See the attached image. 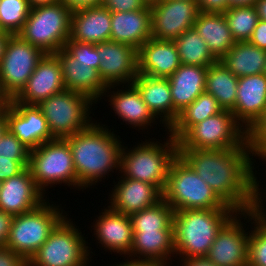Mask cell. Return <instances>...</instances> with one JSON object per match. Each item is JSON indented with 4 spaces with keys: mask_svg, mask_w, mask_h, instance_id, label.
<instances>
[{
    "mask_svg": "<svg viewBox=\"0 0 266 266\" xmlns=\"http://www.w3.org/2000/svg\"><path fill=\"white\" fill-rule=\"evenodd\" d=\"M29 165V160H10L0 157V182L17 176Z\"/></svg>",
    "mask_w": 266,
    "mask_h": 266,
    "instance_id": "b9f144b4",
    "label": "cell"
},
{
    "mask_svg": "<svg viewBox=\"0 0 266 266\" xmlns=\"http://www.w3.org/2000/svg\"><path fill=\"white\" fill-rule=\"evenodd\" d=\"M177 143L178 150L250 147L249 133L228 110L193 125Z\"/></svg>",
    "mask_w": 266,
    "mask_h": 266,
    "instance_id": "52a82bcc",
    "label": "cell"
},
{
    "mask_svg": "<svg viewBox=\"0 0 266 266\" xmlns=\"http://www.w3.org/2000/svg\"><path fill=\"white\" fill-rule=\"evenodd\" d=\"M255 8L259 19L266 21V0H257Z\"/></svg>",
    "mask_w": 266,
    "mask_h": 266,
    "instance_id": "11a10c76",
    "label": "cell"
},
{
    "mask_svg": "<svg viewBox=\"0 0 266 266\" xmlns=\"http://www.w3.org/2000/svg\"><path fill=\"white\" fill-rule=\"evenodd\" d=\"M138 74L169 78L181 65L174 41L150 38L138 50Z\"/></svg>",
    "mask_w": 266,
    "mask_h": 266,
    "instance_id": "603a6c76",
    "label": "cell"
},
{
    "mask_svg": "<svg viewBox=\"0 0 266 266\" xmlns=\"http://www.w3.org/2000/svg\"><path fill=\"white\" fill-rule=\"evenodd\" d=\"M118 179L108 197V206L117 212L131 216L162 200V192L150 183L124 177Z\"/></svg>",
    "mask_w": 266,
    "mask_h": 266,
    "instance_id": "44dd1931",
    "label": "cell"
},
{
    "mask_svg": "<svg viewBox=\"0 0 266 266\" xmlns=\"http://www.w3.org/2000/svg\"><path fill=\"white\" fill-rule=\"evenodd\" d=\"M45 196L27 167L17 176L1 182L0 209L12 215L28 213L46 201Z\"/></svg>",
    "mask_w": 266,
    "mask_h": 266,
    "instance_id": "d6986e66",
    "label": "cell"
},
{
    "mask_svg": "<svg viewBox=\"0 0 266 266\" xmlns=\"http://www.w3.org/2000/svg\"><path fill=\"white\" fill-rule=\"evenodd\" d=\"M31 10L28 0H0V31L18 34Z\"/></svg>",
    "mask_w": 266,
    "mask_h": 266,
    "instance_id": "74e56055",
    "label": "cell"
},
{
    "mask_svg": "<svg viewBox=\"0 0 266 266\" xmlns=\"http://www.w3.org/2000/svg\"><path fill=\"white\" fill-rule=\"evenodd\" d=\"M111 12L102 6L72 12L69 40L98 44L110 41Z\"/></svg>",
    "mask_w": 266,
    "mask_h": 266,
    "instance_id": "4316f807",
    "label": "cell"
},
{
    "mask_svg": "<svg viewBox=\"0 0 266 266\" xmlns=\"http://www.w3.org/2000/svg\"><path fill=\"white\" fill-rule=\"evenodd\" d=\"M132 84L138 89L143 101L153 115L165 127V131L174 123V107L168 78H156L138 74Z\"/></svg>",
    "mask_w": 266,
    "mask_h": 266,
    "instance_id": "83f0119b",
    "label": "cell"
},
{
    "mask_svg": "<svg viewBox=\"0 0 266 266\" xmlns=\"http://www.w3.org/2000/svg\"><path fill=\"white\" fill-rule=\"evenodd\" d=\"M162 199L174 211L232 208L179 155L170 165Z\"/></svg>",
    "mask_w": 266,
    "mask_h": 266,
    "instance_id": "5b68a950",
    "label": "cell"
},
{
    "mask_svg": "<svg viewBox=\"0 0 266 266\" xmlns=\"http://www.w3.org/2000/svg\"><path fill=\"white\" fill-rule=\"evenodd\" d=\"M133 234V245L128 257L154 260L170 266L169 261L172 263L175 256L173 231H133Z\"/></svg>",
    "mask_w": 266,
    "mask_h": 266,
    "instance_id": "f1b7e54d",
    "label": "cell"
},
{
    "mask_svg": "<svg viewBox=\"0 0 266 266\" xmlns=\"http://www.w3.org/2000/svg\"><path fill=\"white\" fill-rule=\"evenodd\" d=\"M199 12L225 13L228 9L227 0H196Z\"/></svg>",
    "mask_w": 266,
    "mask_h": 266,
    "instance_id": "f6af8a7d",
    "label": "cell"
},
{
    "mask_svg": "<svg viewBox=\"0 0 266 266\" xmlns=\"http://www.w3.org/2000/svg\"><path fill=\"white\" fill-rule=\"evenodd\" d=\"M263 73L266 75V64H265V69H264V72Z\"/></svg>",
    "mask_w": 266,
    "mask_h": 266,
    "instance_id": "6125c7cd",
    "label": "cell"
},
{
    "mask_svg": "<svg viewBox=\"0 0 266 266\" xmlns=\"http://www.w3.org/2000/svg\"><path fill=\"white\" fill-rule=\"evenodd\" d=\"M228 8L232 7H244V6H255L257 0H227Z\"/></svg>",
    "mask_w": 266,
    "mask_h": 266,
    "instance_id": "db71d44e",
    "label": "cell"
},
{
    "mask_svg": "<svg viewBox=\"0 0 266 266\" xmlns=\"http://www.w3.org/2000/svg\"><path fill=\"white\" fill-rule=\"evenodd\" d=\"M14 215L0 209V247H6Z\"/></svg>",
    "mask_w": 266,
    "mask_h": 266,
    "instance_id": "bcb514c9",
    "label": "cell"
},
{
    "mask_svg": "<svg viewBox=\"0 0 266 266\" xmlns=\"http://www.w3.org/2000/svg\"><path fill=\"white\" fill-rule=\"evenodd\" d=\"M223 14L234 40L248 41L259 21L255 6L232 7Z\"/></svg>",
    "mask_w": 266,
    "mask_h": 266,
    "instance_id": "d590c367",
    "label": "cell"
},
{
    "mask_svg": "<svg viewBox=\"0 0 266 266\" xmlns=\"http://www.w3.org/2000/svg\"><path fill=\"white\" fill-rule=\"evenodd\" d=\"M100 6L107 8L110 12H127L142 10L147 5L143 0H102Z\"/></svg>",
    "mask_w": 266,
    "mask_h": 266,
    "instance_id": "7bdbcfd3",
    "label": "cell"
},
{
    "mask_svg": "<svg viewBox=\"0 0 266 266\" xmlns=\"http://www.w3.org/2000/svg\"><path fill=\"white\" fill-rule=\"evenodd\" d=\"M248 42L266 50V21L259 19Z\"/></svg>",
    "mask_w": 266,
    "mask_h": 266,
    "instance_id": "7dc6e473",
    "label": "cell"
},
{
    "mask_svg": "<svg viewBox=\"0 0 266 266\" xmlns=\"http://www.w3.org/2000/svg\"><path fill=\"white\" fill-rule=\"evenodd\" d=\"M248 222L255 226L251 229L248 242V266H266V221L255 209L247 211ZM253 220V221H252Z\"/></svg>",
    "mask_w": 266,
    "mask_h": 266,
    "instance_id": "8d00e7d4",
    "label": "cell"
},
{
    "mask_svg": "<svg viewBox=\"0 0 266 266\" xmlns=\"http://www.w3.org/2000/svg\"><path fill=\"white\" fill-rule=\"evenodd\" d=\"M64 49L76 60H78V63L94 64V69L98 71L101 60L95 44L68 40L64 45Z\"/></svg>",
    "mask_w": 266,
    "mask_h": 266,
    "instance_id": "ab89813d",
    "label": "cell"
},
{
    "mask_svg": "<svg viewBox=\"0 0 266 266\" xmlns=\"http://www.w3.org/2000/svg\"><path fill=\"white\" fill-rule=\"evenodd\" d=\"M7 129L30 150L55 138L37 105H25L14 98L6 103Z\"/></svg>",
    "mask_w": 266,
    "mask_h": 266,
    "instance_id": "2e32d148",
    "label": "cell"
},
{
    "mask_svg": "<svg viewBox=\"0 0 266 266\" xmlns=\"http://www.w3.org/2000/svg\"><path fill=\"white\" fill-rule=\"evenodd\" d=\"M251 154V147L178 150L200 179L237 212L251 211L256 206V161Z\"/></svg>",
    "mask_w": 266,
    "mask_h": 266,
    "instance_id": "6da1fadb",
    "label": "cell"
},
{
    "mask_svg": "<svg viewBox=\"0 0 266 266\" xmlns=\"http://www.w3.org/2000/svg\"><path fill=\"white\" fill-rule=\"evenodd\" d=\"M36 186L44 193L55 184L77 188L72 153L65 139H54L30 150L29 165ZM48 186V187H47ZM74 187V188H73Z\"/></svg>",
    "mask_w": 266,
    "mask_h": 266,
    "instance_id": "30bf717a",
    "label": "cell"
},
{
    "mask_svg": "<svg viewBox=\"0 0 266 266\" xmlns=\"http://www.w3.org/2000/svg\"><path fill=\"white\" fill-rule=\"evenodd\" d=\"M199 14L194 0H160L151 5V35L157 40L174 41L192 28Z\"/></svg>",
    "mask_w": 266,
    "mask_h": 266,
    "instance_id": "4fadbf2b",
    "label": "cell"
},
{
    "mask_svg": "<svg viewBox=\"0 0 266 266\" xmlns=\"http://www.w3.org/2000/svg\"><path fill=\"white\" fill-rule=\"evenodd\" d=\"M222 110L217 100L212 95L204 92L179 113L176 121L168 129L167 134H170L178 141L193 125L218 114Z\"/></svg>",
    "mask_w": 266,
    "mask_h": 266,
    "instance_id": "d6a6232c",
    "label": "cell"
},
{
    "mask_svg": "<svg viewBox=\"0 0 266 266\" xmlns=\"http://www.w3.org/2000/svg\"><path fill=\"white\" fill-rule=\"evenodd\" d=\"M91 258H92V256L89 259H87L85 262H83L82 264H80L79 266H88L89 263H90V261H91Z\"/></svg>",
    "mask_w": 266,
    "mask_h": 266,
    "instance_id": "94428289",
    "label": "cell"
},
{
    "mask_svg": "<svg viewBox=\"0 0 266 266\" xmlns=\"http://www.w3.org/2000/svg\"><path fill=\"white\" fill-rule=\"evenodd\" d=\"M59 0H28L31 8L57 3Z\"/></svg>",
    "mask_w": 266,
    "mask_h": 266,
    "instance_id": "6f0895ef",
    "label": "cell"
},
{
    "mask_svg": "<svg viewBox=\"0 0 266 266\" xmlns=\"http://www.w3.org/2000/svg\"><path fill=\"white\" fill-rule=\"evenodd\" d=\"M100 58L98 74L103 84L122 86L132 84L138 76L137 49L112 41L95 44ZM121 84V85H120Z\"/></svg>",
    "mask_w": 266,
    "mask_h": 266,
    "instance_id": "9a60e30c",
    "label": "cell"
},
{
    "mask_svg": "<svg viewBox=\"0 0 266 266\" xmlns=\"http://www.w3.org/2000/svg\"><path fill=\"white\" fill-rule=\"evenodd\" d=\"M174 43L177 46L181 64L209 67L217 61L194 27L182 33Z\"/></svg>",
    "mask_w": 266,
    "mask_h": 266,
    "instance_id": "836d02e7",
    "label": "cell"
},
{
    "mask_svg": "<svg viewBox=\"0 0 266 266\" xmlns=\"http://www.w3.org/2000/svg\"><path fill=\"white\" fill-rule=\"evenodd\" d=\"M117 86H109L104 92L106 97H109V105L111 109L130 127L146 130L151 123L157 122L156 117L149 110L148 106L143 101L138 89L133 84H127L125 89L116 90ZM111 88L116 91H111ZM113 93H111V92ZM109 94V95H108ZM111 94V95H110ZM146 128V129H145Z\"/></svg>",
    "mask_w": 266,
    "mask_h": 266,
    "instance_id": "cb8c5ba5",
    "label": "cell"
},
{
    "mask_svg": "<svg viewBox=\"0 0 266 266\" xmlns=\"http://www.w3.org/2000/svg\"><path fill=\"white\" fill-rule=\"evenodd\" d=\"M193 27L217 61L236 43L223 13L199 12Z\"/></svg>",
    "mask_w": 266,
    "mask_h": 266,
    "instance_id": "f546056e",
    "label": "cell"
},
{
    "mask_svg": "<svg viewBox=\"0 0 266 266\" xmlns=\"http://www.w3.org/2000/svg\"><path fill=\"white\" fill-rule=\"evenodd\" d=\"M71 14L60 1L33 7L18 35L44 54H55L69 40Z\"/></svg>",
    "mask_w": 266,
    "mask_h": 266,
    "instance_id": "8992f818",
    "label": "cell"
},
{
    "mask_svg": "<svg viewBox=\"0 0 266 266\" xmlns=\"http://www.w3.org/2000/svg\"><path fill=\"white\" fill-rule=\"evenodd\" d=\"M208 67L181 64L168 78L174 107V122L180 112L206 89Z\"/></svg>",
    "mask_w": 266,
    "mask_h": 266,
    "instance_id": "484cf974",
    "label": "cell"
},
{
    "mask_svg": "<svg viewBox=\"0 0 266 266\" xmlns=\"http://www.w3.org/2000/svg\"><path fill=\"white\" fill-rule=\"evenodd\" d=\"M94 103L82 93L64 90L45 99L38 107L46 118L51 135L55 139H65L94 122L95 119L92 121L89 116Z\"/></svg>",
    "mask_w": 266,
    "mask_h": 266,
    "instance_id": "9c48e42d",
    "label": "cell"
},
{
    "mask_svg": "<svg viewBox=\"0 0 266 266\" xmlns=\"http://www.w3.org/2000/svg\"><path fill=\"white\" fill-rule=\"evenodd\" d=\"M64 90L66 88L58 58L54 54H45L25 87L14 99L25 105L38 106L45 99Z\"/></svg>",
    "mask_w": 266,
    "mask_h": 266,
    "instance_id": "e0dca14e",
    "label": "cell"
},
{
    "mask_svg": "<svg viewBox=\"0 0 266 266\" xmlns=\"http://www.w3.org/2000/svg\"><path fill=\"white\" fill-rule=\"evenodd\" d=\"M127 257V261L124 260L125 262H119V264H115L113 266H165L161 264L160 262L154 261V260H144V259H136V258H129ZM130 259V260H129ZM112 266V265H110Z\"/></svg>",
    "mask_w": 266,
    "mask_h": 266,
    "instance_id": "681fc988",
    "label": "cell"
},
{
    "mask_svg": "<svg viewBox=\"0 0 266 266\" xmlns=\"http://www.w3.org/2000/svg\"><path fill=\"white\" fill-rule=\"evenodd\" d=\"M180 266H216L206 256L180 259Z\"/></svg>",
    "mask_w": 266,
    "mask_h": 266,
    "instance_id": "816d5d0a",
    "label": "cell"
},
{
    "mask_svg": "<svg viewBox=\"0 0 266 266\" xmlns=\"http://www.w3.org/2000/svg\"><path fill=\"white\" fill-rule=\"evenodd\" d=\"M249 144L253 156L266 158V114L249 132Z\"/></svg>",
    "mask_w": 266,
    "mask_h": 266,
    "instance_id": "60d3db41",
    "label": "cell"
},
{
    "mask_svg": "<svg viewBox=\"0 0 266 266\" xmlns=\"http://www.w3.org/2000/svg\"><path fill=\"white\" fill-rule=\"evenodd\" d=\"M242 218L247 220V211L236 212L218 231L206 256L216 266H248L250 231Z\"/></svg>",
    "mask_w": 266,
    "mask_h": 266,
    "instance_id": "5bb4252c",
    "label": "cell"
},
{
    "mask_svg": "<svg viewBox=\"0 0 266 266\" xmlns=\"http://www.w3.org/2000/svg\"><path fill=\"white\" fill-rule=\"evenodd\" d=\"M68 142L77 177V189H86L101 182L110 172L120 170L123 144L106 125L95 123L65 138ZM110 173V174H109Z\"/></svg>",
    "mask_w": 266,
    "mask_h": 266,
    "instance_id": "7a4b0ae2",
    "label": "cell"
},
{
    "mask_svg": "<svg viewBox=\"0 0 266 266\" xmlns=\"http://www.w3.org/2000/svg\"><path fill=\"white\" fill-rule=\"evenodd\" d=\"M129 217L133 231H173L174 209L163 199Z\"/></svg>",
    "mask_w": 266,
    "mask_h": 266,
    "instance_id": "e575fe53",
    "label": "cell"
},
{
    "mask_svg": "<svg viewBox=\"0 0 266 266\" xmlns=\"http://www.w3.org/2000/svg\"><path fill=\"white\" fill-rule=\"evenodd\" d=\"M71 12L94 8L101 5L102 0H59Z\"/></svg>",
    "mask_w": 266,
    "mask_h": 266,
    "instance_id": "c3c4849f",
    "label": "cell"
},
{
    "mask_svg": "<svg viewBox=\"0 0 266 266\" xmlns=\"http://www.w3.org/2000/svg\"><path fill=\"white\" fill-rule=\"evenodd\" d=\"M143 1L146 3V5L151 6L154 3L159 2L160 0H143Z\"/></svg>",
    "mask_w": 266,
    "mask_h": 266,
    "instance_id": "91938a15",
    "label": "cell"
},
{
    "mask_svg": "<svg viewBox=\"0 0 266 266\" xmlns=\"http://www.w3.org/2000/svg\"><path fill=\"white\" fill-rule=\"evenodd\" d=\"M59 207L46 200L28 213L14 215L6 247L29 261L65 217Z\"/></svg>",
    "mask_w": 266,
    "mask_h": 266,
    "instance_id": "ba28073f",
    "label": "cell"
},
{
    "mask_svg": "<svg viewBox=\"0 0 266 266\" xmlns=\"http://www.w3.org/2000/svg\"><path fill=\"white\" fill-rule=\"evenodd\" d=\"M260 187V188H259ZM261 186L259 185L258 179H256V206H255V211L258 213V215L266 221V208L263 206V200L262 198H265L266 202V195L262 197V191H261ZM266 191L265 189H263ZM261 191V192H260ZM266 194V192L264 193ZM263 211V212H262Z\"/></svg>",
    "mask_w": 266,
    "mask_h": 266,
    "instance_id": "f907efd6",
    "label": "cell"
},
{
    "mask_svg": "<svg viewBox=\"0 0 266 266\" xmlns=\"http://www.w3.org/2000/svg\"><path fill=\"white\" fill-rule=\"evenodd\" d=\"M98 219L93 222L94 234L97 243L104 249L116 252L119 255L128 256L133 245V229L130 217L123 213L111 209L109 206L104 208Z\"/></svg>",
    "mask_w": 266,
    "mask_h": 266,
    "instance_id": "ffe728a7",
    "label": "cell"
},
{
    "mask_svg": "<svg viewBox=\"0 0 266 266\" xmlns=\"http://www.w3.org/2000/svg\"><path fill=\"white\" fill-rule=\"evenodd\" d=\"M62 68V78L66 90L76 91L89 97L95 104L104 96L107 87L99 77L94 64L78 63L64 48L54 54Z\"/></svg>",
    "mask_w": 266,
    "mask_h": 266,
    "instance_id": "7402d4cb",
    "label": "cell"
},
{
    "mask_svg": "<svg viewBox=\"0 0 266 266\" xmlns=\"http://www.w3.org/2000/svg\"><path fill=\"white\" fill-rule=\"evenodd\" d=\"M66 216L51 231L48 239L30 258L28 266H79L93 252L76 224ZM89 248V249H88Z\"/></svg>",
    "mask_w": 266,
    "mask_h": 266,
    "instance_id": "8fae6325",
    "label": "cell"
},
{
    "mask_svg": "<svg viewBox=\"0 0 266 266\" xmlns=\"http://www.w3.org/2000/svg\"><path fill=\"white\" fill-rule=\"evenodd\" d=\"M236 212L233 208L174 211L175 255L181 259L207 256L218 231Z\"/></svg>",
    "mask_w": 266,
    "mask_h": 266,
    "instance_id": "3957f363",
    "label": "cell"
},
{
    "mask_svg": "<svg viewBox=\"0 0 266 266\" xmlns=\"http://www.w3.org/2000/svg\"><path fill=\"white\" fill-rule=\"evenodd\" d=\"M153 139L132 149L123 145L119 177L150 183L163 192L170 165L178 155V143L170 134L163 143Z\"/></svg>",
    "mask_w": 266,
    "mask_h": 266,
    "instance_id": "277c9868",
    "label": "cell"
},
{
    "mask_svg": "<svg viewBox=\"0 0 266 266\" xmlns=\"http://www.w3.org/2000/svg\"><path fill=\"white\" fill-rule=\"evenodd\" d=\"M0 266H28V261L7 247H0Z\"/></svg>",
    "mask_w": 266,
    "mask_h": 266,
    "instance_id": "ee69618b",
    "label": "cell"
},
{
    "mask_svg": "<svg viewBox=\"0 0 266 266\" xmlns=\"http://www.w3.org/2000/svg\"><path fill=\"white\" fill-rule=\"evenodd\" d=\"M7 130V119H6V105L4 109L0 112V138Z\"/></svg>",
    "mask_w": 266,
    "mask_h": 266,
    "instance_id": "9f6ffc18",
    "label": "cell"
},
{
    "mask_svg": "<svg viewBox=\"0 0 266 266\" xmlns=\"http://www.w3.org/2000/svg\"><path fill=\"white\" fill-rule=\"evenodd\" d=\"M238 77L221 61H216L207 69L205 92L212 95L223 110L235 108Z\"/></svg>",
    "mask_w": 266,
    "mask_h": 266,
    "instance_id": "1f68e13d",
    "label": "cell"
},
{
    "mask_svg": "<svg viewBox=\"0 0 266 266\" xmlns=\"http://www.w3.org/2000/svg\"><path fill=\"white\" fill-rule=\"evenodd\" d=\"M8 100L5 97H0V112L4 109Z\"/></svg>",
    "mask_w": 266,
    "mask_h": 266,
    "instance_id": "680465c9",
    "label": "cell"
},
{
    "mask_svg": "<svg viewBox=\"0 0 266 266\" xmlns=\"http://www.w3.org/2000/svg\"><path fill=\"white\" fill-rule=\"evenodd\" d=\"M151 35V6L142 10L111 12L110 41L139 49Z\"/></svg>",
    "mask_w": 266,
    "mask_h": 266,
    "instance_id": "d4e9b609",
    "label": "cell"
},
{
    "mask_svg": "<svg viewBox=\"0 0 266 266\" xmlns=\"http://www.w3.org/2000/svg\"><path fill=\"white\" fill-rule=\"evenodd\" d=\"M235 119L249 133L266 113V75L256 74L238 79Z\"/></svg>",
    "mask_w": 266,
    "mask_h": 266,
    "instance_id": "ac0fdd59",
    "label": "cell"
},
{
    "mask_svg": "<svg viewBox=\"0 0 266 266\" xmlns=\"http://www.w3.org/2000/svg\"><path fill=\"white\" fill-rule=\"evenodd\" d=\"M44 55L18 34L9 38L5 54L0 60V92L7 100L21 92Z\"/></svg>",
    "mask_w": 266,
    "mask_h": 266,
    "instance_id": "7c38bea8",
    "label": "cell"
},
{
    "mask_svg": "<svg viewBox=\"0 0 266 266\" xmlns=\"http://www.w3.org/2000/svg\"><path fill=\"white\" fill-rule=\"evenodd\" d=\"M13 34L8 33L6 31H0V60L2 59L3 55L5 54L6 46L8 44L9 38Z\"/></svg>",
    "mask_w": 266,
    "mask_h": 266,
    "instance_id": "f5cc1de1",
    "label": "cell"
},
{
    "mask_svg": "<svg viewBox=\"0 0 266 266\" xmlns=\"http://www.w3.org/2000/svg\"><path fill=\"white\" fill-rule=\"evenodd\" d=\"M221 61L238 78L263 74L266 64V50L248 41L236 42Z\"/></svg>",
    "mask_w": 266,
    "mask_h": 266,
    "instance_id": "4dcf8cb0",
    "label": "cell"
},
{
    "mask_svg": "<svg viewBox=\"0 0 266 266\" xmlns=\"http://www.w3.org/2000/svg\"><path fill=\"white\" fill-rule=\"evenodd\" d=\"M0 157L10 160H29L30 149L7 129L0 138Z\"/></svg>",
    "mask_w": 266,
    "mask_h": 266,
    "instance_id": "f35d334b",
    "label": "cell"
}]
</instances>
